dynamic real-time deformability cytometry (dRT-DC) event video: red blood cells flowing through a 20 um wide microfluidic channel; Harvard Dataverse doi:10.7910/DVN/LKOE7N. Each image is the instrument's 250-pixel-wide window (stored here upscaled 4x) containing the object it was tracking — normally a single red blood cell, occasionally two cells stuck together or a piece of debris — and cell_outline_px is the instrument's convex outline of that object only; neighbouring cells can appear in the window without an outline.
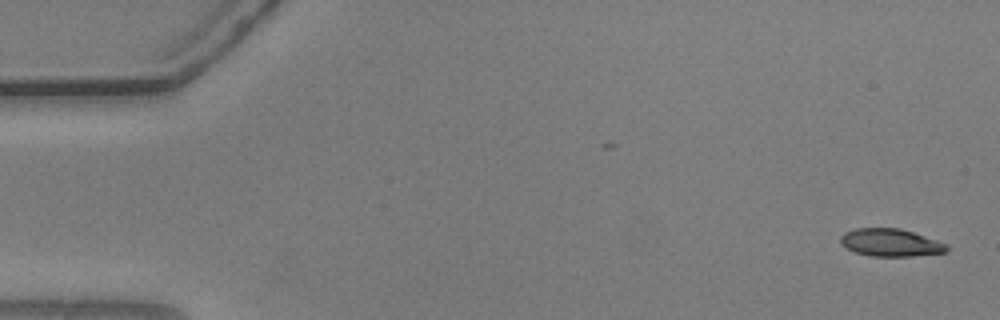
{"species": "common noctule bat (a hibernating species)", "species_latin": "Nyctalus noctula", "temperature_condition": "warm", "stored_images_in_passage": 51, "camera_frame_rate_fps": 3000, "um_per_image_px": 0.085, "animal": {"sex": "male", "body_mass_g": 20.5, "forearm_length_mm": 52.5}, "frame": {"image": 1, "passage_image": 1, "time_ms": 0.0, "image_size_px": [1000, 320], "cell_outline_px": [[948, 252], [912, 256], [868, 256], [856, 252], [840, 244], [840, 236], [844, 232], [856, 228], [900, 228], [948, 244]], "centroid_in_image_um": [75.69, 20.62], "position_along_channel_um": 9.3, "area_um2": 17.11}}
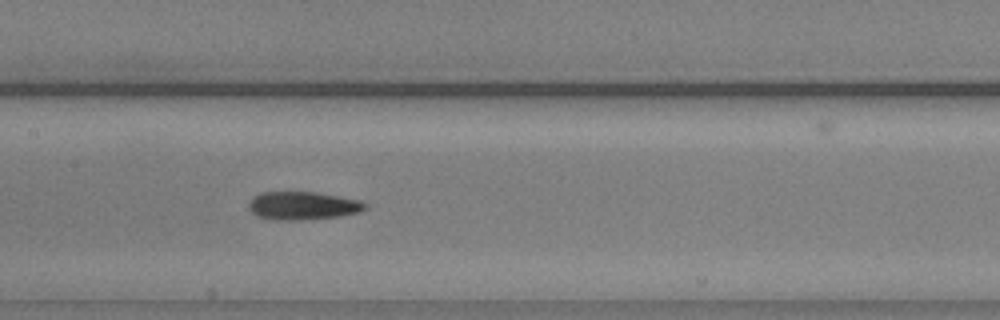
{"frame": {"image": 2, "passage_image": 26, "time_ms": 8.333, "image_size_px": [1000, 320], "cell_outline_px": [[368, 208], [360, 212], [340, 216], [300, 220], [272, 220], [256, 216], [248, 208], [248, 204], [252, 196], [260, 192], [316, 192], [360, 200], [368, 204]], "centroid_in_image_um": [25.72, 17.48], "position_along_channel_um": 181.7, "area_um2": 19.36}}
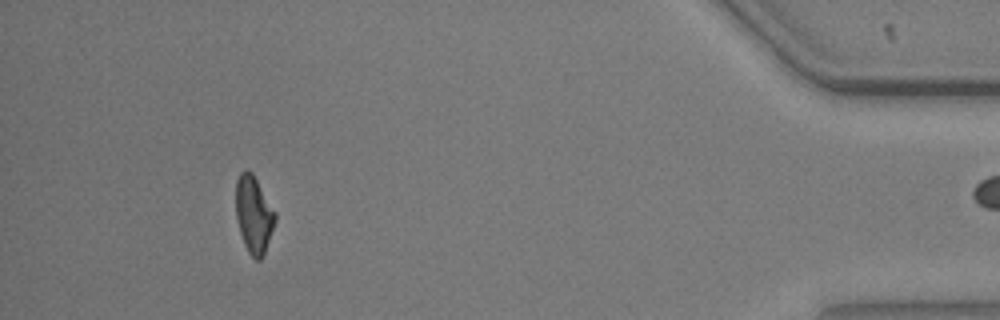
{"frame": {"image": 3, "passage_image": 50, "time_ms": 16.333, "image_size_px": [1000, 320], "cell_outline_px": [[276, 220], [264, 256], [260, 260], [256, 260], [248, 252], [244, 244], [240, 232], [236, 216], [236, 180], [240, 172], [244, 168], [248, 168], [252, 172], [276, 212]], "centroid_in_image_um": [21.57, 18.22], "position_along_channel_um": 413.6, "area_um2": 17.86}}